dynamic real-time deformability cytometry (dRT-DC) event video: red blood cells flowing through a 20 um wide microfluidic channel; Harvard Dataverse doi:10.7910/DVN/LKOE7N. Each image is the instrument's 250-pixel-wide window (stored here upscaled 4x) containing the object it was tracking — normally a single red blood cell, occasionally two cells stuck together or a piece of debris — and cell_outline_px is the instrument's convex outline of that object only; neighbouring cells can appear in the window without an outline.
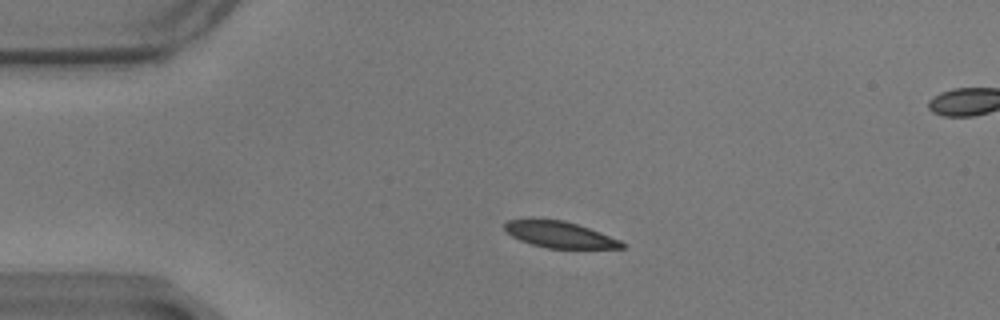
{"species": "common noctule bat (a hibernating species)", "species_latin": "Nyctalus noctula", "temperature_condition": "warm", "stored_images_in_passage": 48, "segment_of_instrument_passage": [1, 2], "camera_frame_rate_fps": 3000, "um_per_image_px": 0.085, "animal": {"sex": "male", "body_mass_g": 17.9}, "frame": {"image": 1, "passage_image": 1, "time_ms": 0.0, "image_size_px": [1000, 320], "cell_outline_px": [[624, 248], [548, 248], [532, 244], [520, 240], [512, 236], [504, 228], [504, 224], [508, 220], [564, 220], [600, 232], [620, 240], [624, 244]], "centroid_in_image_um": [47.58, 19.95], "position_along_channel_um": 37.4, "area_um2": 17.46}}
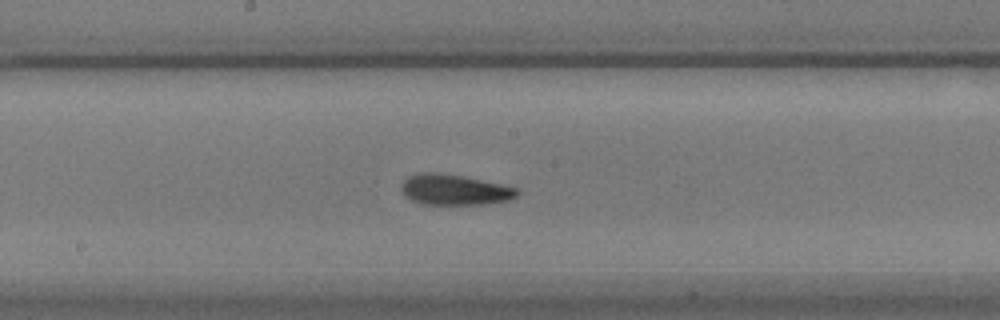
{"frame": {"image": 2, "passage_image": 19, "time_ms": 6.0, "image_size_px": [1000, 320], "cell_outline_px": [[520, 192], [516, 196], [508, 200], [488, 204], [420, 204], [404, 196], [400, 188], [400, 184], [408, 176], [420, 172], [436, 172], [460, 176], [500, 184], [516, 188]], "centroid_in_image_um": [38.57, 16.13], "position_along_channel_um": 209.6, "area_um2": 20.58}}
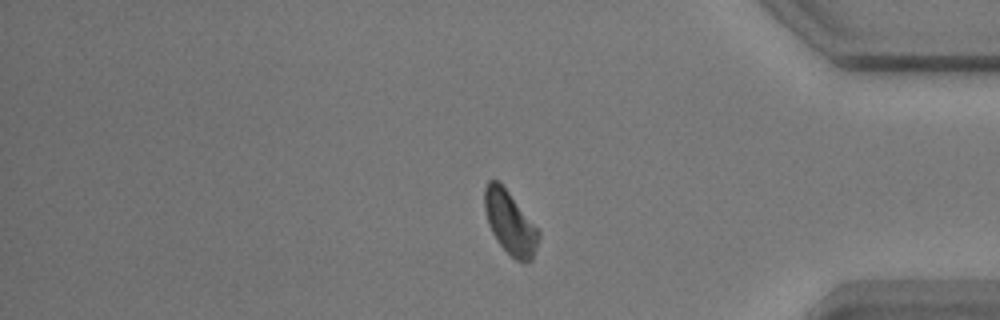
{"frame": {"image": 3, "passage_image": 37, "time_ms": 12.0, "image_size_px": [1000, 320], "cell_outline_px": [[540, 236], [532, 260], [524, 264], [516, 260], [500, 244], [492, 232], [488, 224], [484, 208], [484, 188], [488, 180], [496, 180], [508, 192], [540, 232]], "centroid_in_image_um": [43.34, 18.96], "position_along_channel_um": 391.9, "area_um2": 19.48}}